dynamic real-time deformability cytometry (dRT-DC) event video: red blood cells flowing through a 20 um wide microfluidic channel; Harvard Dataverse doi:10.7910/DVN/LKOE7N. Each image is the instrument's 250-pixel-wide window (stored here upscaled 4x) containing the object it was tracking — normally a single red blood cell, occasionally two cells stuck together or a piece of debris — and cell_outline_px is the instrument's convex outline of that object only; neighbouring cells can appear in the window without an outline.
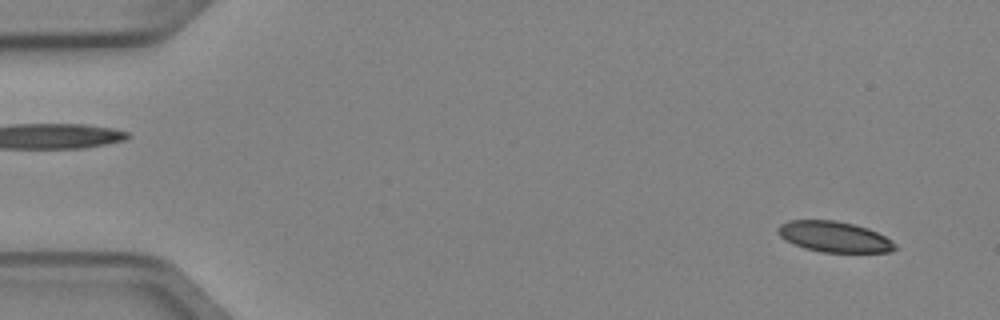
{"species": "Egyptian fruit bat (a non-hibernating species)", "species_latin": "Rousettus aegyptiacus", "temperature_condition": "cold", "stored_images_in_passage": 4, "camera_frame_rate_fps": 3000, "um_per_image_px": 0.085, "animal": {"sex": "female"}, "frame": {"image": 1, "passage_image": 1, "time_ms": 0.0, "image_size_px": [1000, 320], "cell_outline_px": [[896, 248], [892, 252], [820, 252], [804, 248], [784, 240], [776, 232], [776, 228], [780, 224], [788, 220], [832, 220], [852, 224], [868, 228], [892, 240], [896, 244]], "centroid_in_image_um": [70.87, 20.13], "position_along_channel_um": 14.1, "area_um2": 21.04}}
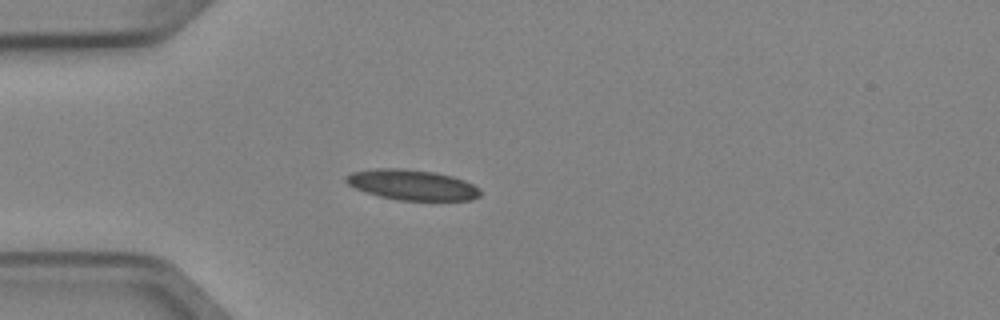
{"frame": {"image": 2, "passage_image": 4, "time_ms": 1.0, "image_size_px": [1000, 320], "cell_outline_px": [[480, 196], [472, 200], [396, 200], [380, 196], [356, 188], [348, 184], [344, 180], [344, 176], [352, 172], [376, 168], [400, 168], [436, 172], [452, 176], [464, 180], [480, 188]], "centroid_in_image_um": [35.04, 15.7], "position_along_channel_um": 50.0, "area_um2": 23.76}}